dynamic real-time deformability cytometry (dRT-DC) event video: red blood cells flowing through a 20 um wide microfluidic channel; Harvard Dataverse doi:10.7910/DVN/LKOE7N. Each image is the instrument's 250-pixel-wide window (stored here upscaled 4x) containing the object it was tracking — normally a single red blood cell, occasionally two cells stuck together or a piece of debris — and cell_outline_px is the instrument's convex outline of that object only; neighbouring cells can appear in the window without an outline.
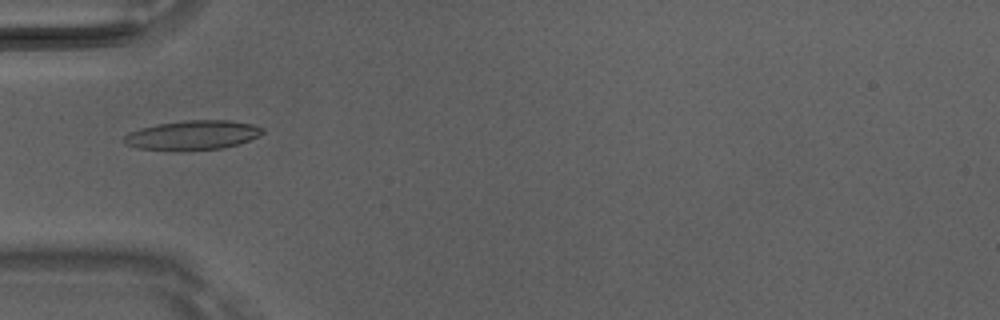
{"species": "Egyptian fruit bat (a non-hibernating species)", "species_latin": "Rousettus aegyptiacus", "temperature_condition": "room temperature", "stored_images_in_passage": 5, "camera_frame_rate_fps": 3000, "um_per_image_px": 0.085, "animal": {"sex": "male"}, "frame": {"image": 1, "passage_image": 5, "time_ms": 1.333, "image_size_px": [1000, 320], "cell_outline_px": [[264, 132], [248, 140], [224, 148], [176, 152], [140, 148], [124, 144], [120, 140], [128, 132], [140, 128], [160, 124], [184, 120], [228, 120], [252, 124], [264, 128]], "centroid_in_image_um": [16.3, 11.5], "position_along_channel_um": 68.7, "area_um2": 23.99}}